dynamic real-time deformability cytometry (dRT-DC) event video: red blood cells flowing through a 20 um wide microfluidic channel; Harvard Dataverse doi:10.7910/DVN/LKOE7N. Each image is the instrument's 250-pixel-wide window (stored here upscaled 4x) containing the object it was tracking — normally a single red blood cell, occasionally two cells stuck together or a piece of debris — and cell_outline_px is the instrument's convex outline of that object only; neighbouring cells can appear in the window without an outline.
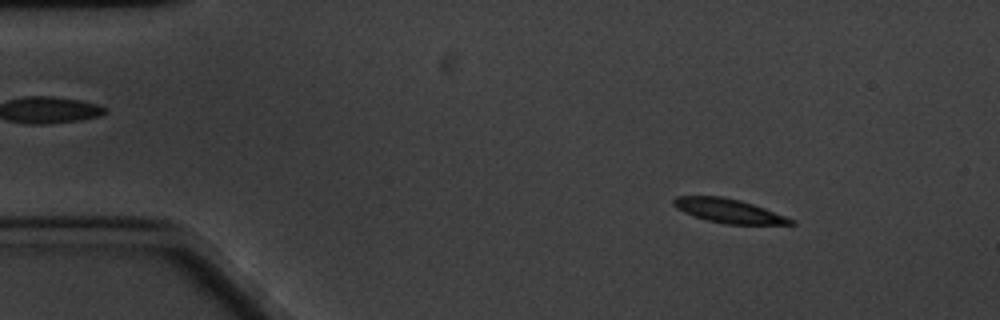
{"species": "common noctule bat (a hibernating species)", "species_latin": "Nyctalus noctula", "temperature_condition": "cold", "stored_images_in_passage": 61, "camera_frame_rate_fps": 3000, "um_per_image_px": 0.085, "animal": {"sex": "male", "body_mass_g": 20.1, "forearm_length_mm": 53.5}, "frame": {"image": 1, "passage_image": 8, "time_ms": 2.333, "image_size_px": [1000, 320], "cell_outline_px": [[796, 224], [724, 224], [708, 220], [684, 212], [676, 208], [672, 204], [672, 200], [676, 196], [724, 196], [740, 200], [764, 208], [796, 220]], "centroid_in_image_um": [61.93, 17.91], "position_along_channel_um": 23.1, "area_um2": 16.3}}
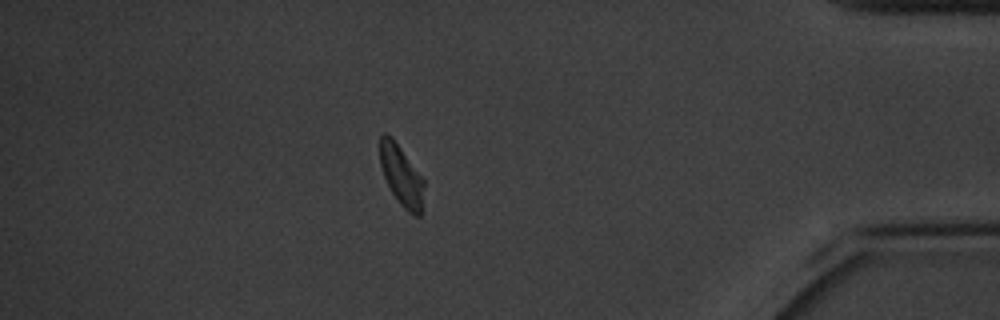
{"frame": {"image": 2, "passage_image": 53, "time_ms": 17.333, "image_size_px": [1000, 320], "cell_outline_px": [[424, 184], [420, 216], [416, 216], [408, 212], [400, 204], [392, 192], [384, 176], [380, 164], [380, 136], [384, 132], [392, 136], [424, 180]], "centroid_in_image_um": [34.1, 14.9], "position_along_channel_um": 401.1, "area_um2": 15.26}}
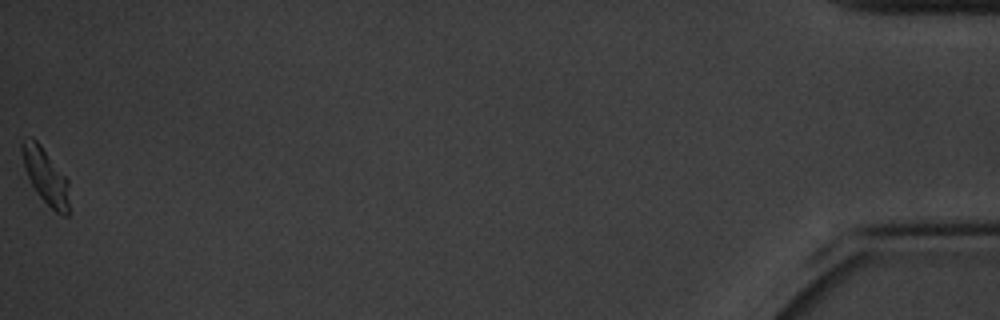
{"frame": {"image": 3, "passage_image": 61, "time_ms": 20.0, "image_size_px": [1000, 320], "cell_outline_px": [[68, 216], [64, 216], [56, 212], [36, 192], [24, 168], [20, 152], [20, 144], [24, 136], [32, 136], [40, 144], [68, 180]], "centroid_in_image_um": [3.82, 14.9], "position_along_channel_um": 431.4, "area_um2": 15.26}, "authors_computed_cell_mechanics": {"area_um2": 16.473, "velocity_mm_per_s": 3.2687, "shape_relaxation_time_tau1_ms": 2.7654, "shape_relaxation_time_tau2_ms": 4.9801, "deformation_change_tau1": 0.1299, "deformation_change_tau2": 0.081}}